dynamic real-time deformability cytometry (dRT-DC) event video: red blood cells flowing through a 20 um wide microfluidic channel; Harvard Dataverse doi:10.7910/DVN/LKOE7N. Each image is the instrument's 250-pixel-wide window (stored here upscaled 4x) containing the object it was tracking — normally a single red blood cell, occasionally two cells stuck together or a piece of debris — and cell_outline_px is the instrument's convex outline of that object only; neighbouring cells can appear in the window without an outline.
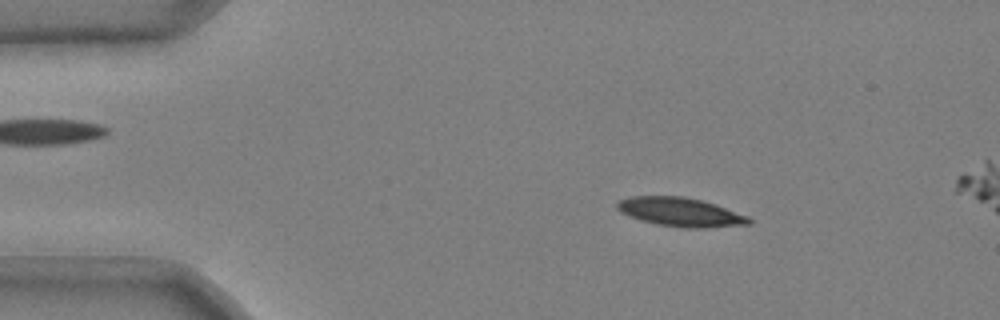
{"species": "common noctule bat (a hibernating species)", "species_latin": "Nyctalus noctula", "temperature_condition": "cold", "stored_images_in_passage": 44, "camera_frame_rate_fps": 3000, "um_per_image_px": 0.085, "animal": {"sex": "male", "body_mass_g": 20.4}, "frame": {"image": 1, "passage_image": 1, "time_ms": 0.0, "image_size_px": [1000, 320], "cell_outline_px": [[752, 224], [708, 228], [680, 228], [656, 224], [640, 220], [620, 212], [616, 208], [616, 204], [620, 200], [632, 196], [684, 196], [716, 204], [748, 216], [752, 220]], "centroid_in_image_um": [57.86, 18.04], "position_along_channel_um": 27.1, "area_um2": 22.37}}
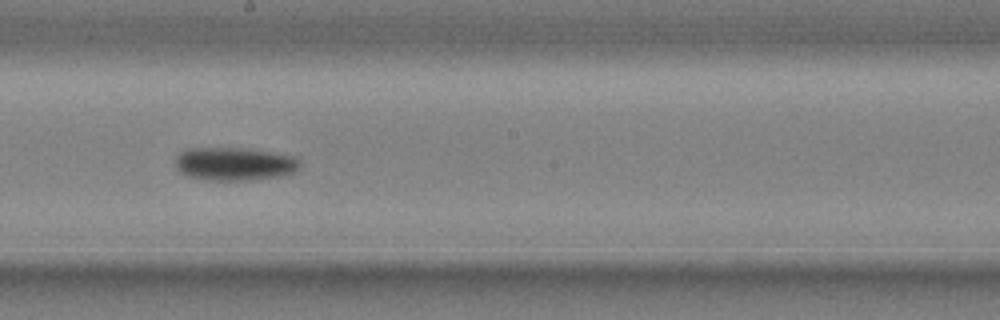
{"frame": {"image": 2, "passage_image": 22, "time_ms": 7.0, "image_size_px": [1000, 320], "cell_outline_px": [[300, 172], [260, 180], [204, 180], [188, 176], [180, 172], [176, 168], [176, 156], [180, 152], [188, 148], [244, 148], [292, 156], [300, 160]], "centroid_in_image_um": [19.95, 13.95], "position_along_channel_um": 228.2, "area_um2": 24.39}}
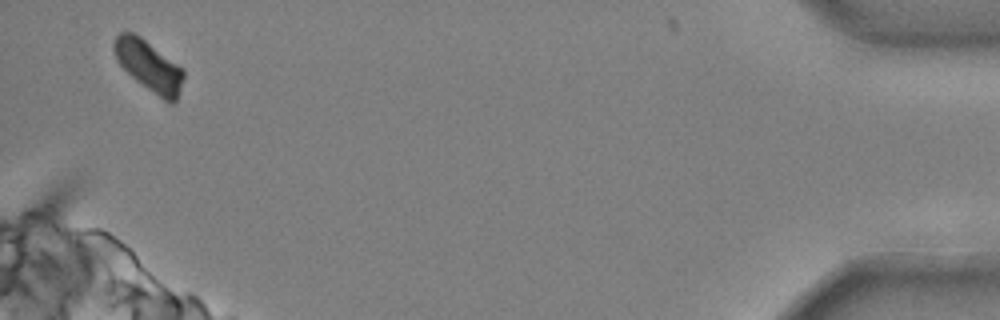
{"frame": {"image": 3, "passage_image": 43, "time_ms": 14.0, "image_size_px": [1000, 320], "cell_outline_px": [[184, 76], [176, 100], [172, 104], [168, 104], [136, 80], [116, 60], [112, 48], [112, 44], [116, 36], [120, 32], [132, 32], [140, 36], [184, 68]], "centroid_in_image_um": [12.66, 5.59], "position_along_channel_um": 422.5, "area_um2": 20.58}}